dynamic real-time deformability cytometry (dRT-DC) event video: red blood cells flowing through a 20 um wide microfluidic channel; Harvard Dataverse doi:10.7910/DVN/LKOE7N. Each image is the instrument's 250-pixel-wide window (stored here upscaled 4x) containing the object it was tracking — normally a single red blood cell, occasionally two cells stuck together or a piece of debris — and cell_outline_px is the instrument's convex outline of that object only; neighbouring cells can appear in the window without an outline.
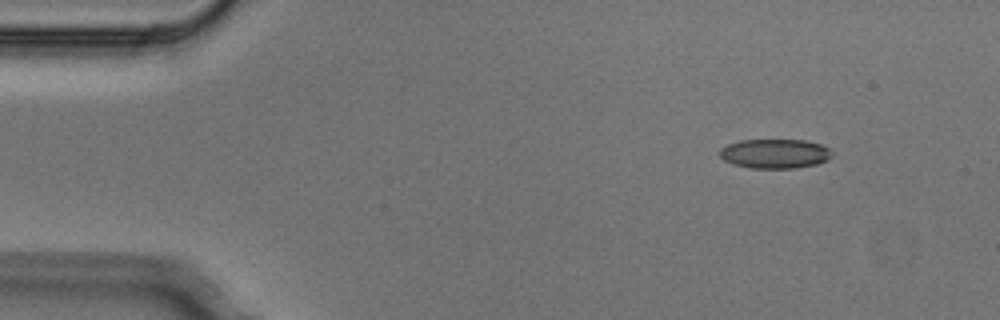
{"species": "Egyptian fruit bat (a non-hibernating species)", "species_latin": "Rousettus aegyptiacus", "temperature_condition": "cold", "stored_images_in_passage": 6, "camera_frame_rate_fps": 3000, "um_per_image_px": 0.085, "animal": {"sex": "male"}, "frame": {"image": 1, "passage_image": 2, "time_ms": 0.333, "image_size_px": [1000, 320], "cell_outline_px": [[832, 156], [828, 160], [816, 164], [796, 168], [748, 168], [732, 164], [724, 160], [720, 156], [720, 148], [728, 144], [740, 140], [804, 140], [824, 144], [828, 148]], "centroid_in_image_um": [65.86, 13.06], "position_along_channel_um": 19.1, "area_um2": 19.36}}
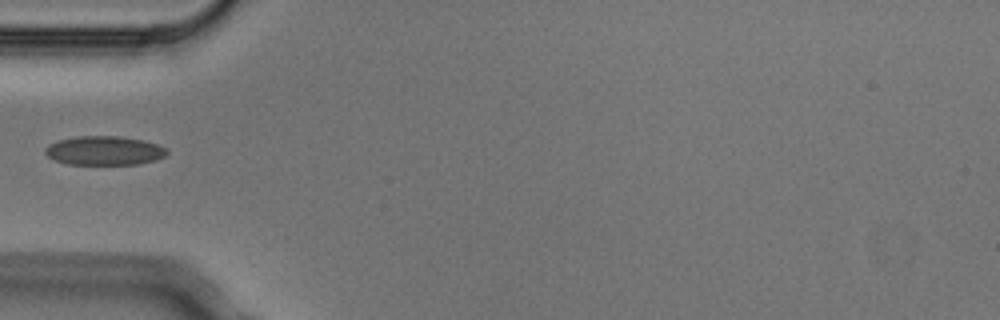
{"frame": {"image": 2, "passage_image": 5, "time_ms": 1.333, "image_size_px": [1000, 320], "cell_outline_px": [[168, 152], [164, 156], [156, 160], [136, 164], [68, 164], [56, 160], [48, 156], [44, 152], [44, 148], [48, 144], [56, 140], [76, 136], [120, 136], [144, 140], [160, 144], [168, 148]], "centroid_in_image_um": [8.88, 12.78], "position_along_channel_um": 76.1, "area_um2": 20.81}}
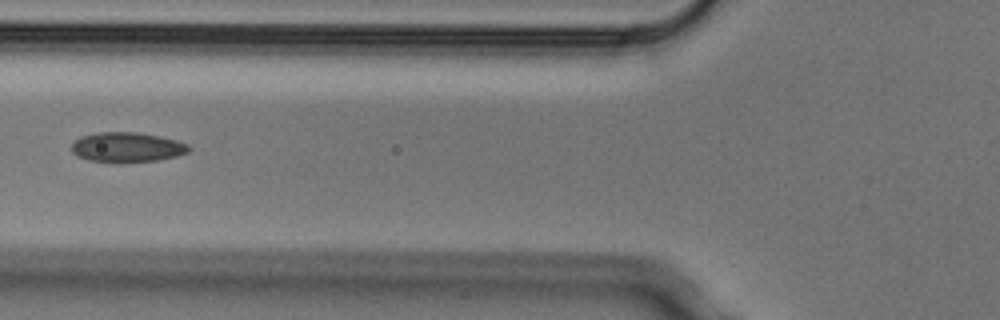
{"frame": {"image": 3, "passage_image": 6, "time_ms": 1.667, "image_size_px": [1000, 320], "cell_outline_px": [[192, 148], [188, 152], [176, 156], [160, 160], [88, 160], [76, 156], [72, 152], [72, 144], [80, 136], [96, 132], [140, 132], [160, 136], [176, 140], [188, 144]], "centroid_in_image_um": [10.82, 12.47], "position_along_channel_um": 115.0, "area_um2": 19.94}}